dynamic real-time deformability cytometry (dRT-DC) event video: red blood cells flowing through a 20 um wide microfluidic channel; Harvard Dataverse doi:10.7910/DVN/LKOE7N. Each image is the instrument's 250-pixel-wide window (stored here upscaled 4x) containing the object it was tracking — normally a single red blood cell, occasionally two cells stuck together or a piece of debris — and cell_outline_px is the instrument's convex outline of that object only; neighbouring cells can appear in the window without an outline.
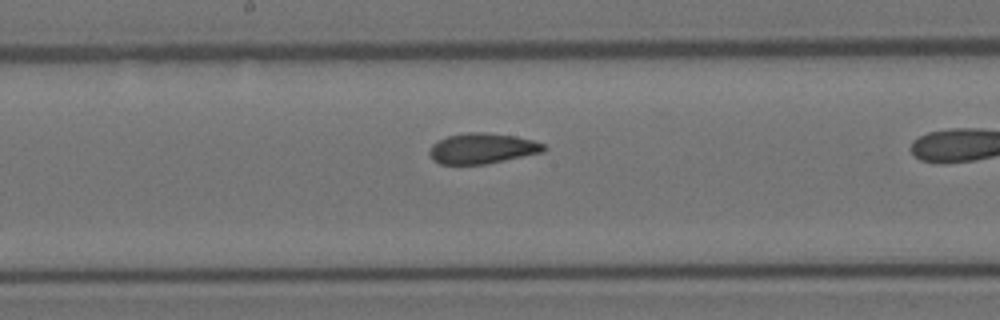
{"species": "Egyptian fruit bat (a non-hibernating species)", "species_latin": "Rousettus aegyptiacus", "temperature_condition": "room temperature", "stored_images_in_passage": 29, "camera_frame_rate_fps": 3000, "um_per_image_px": 0.085, "animal": {"sex": "female"}, "frame": {"image": 1, "passage_image": 17, "time_ms": 5.333, "image_size_px": [1000, 320], "cell_outline_px": [[548, 148], [544, 152], [484, 164], [440, 164], [432, 160], [428, 152], [432, 144], [436, 140], [448, 136], [468, 132], [484, 132], [516, 136], [532, 140], [544, 144]], "centroid_in_image_um": [40.97, 12.61], "position_along_channel_um": 207.2, "area_um2": 20.4}}
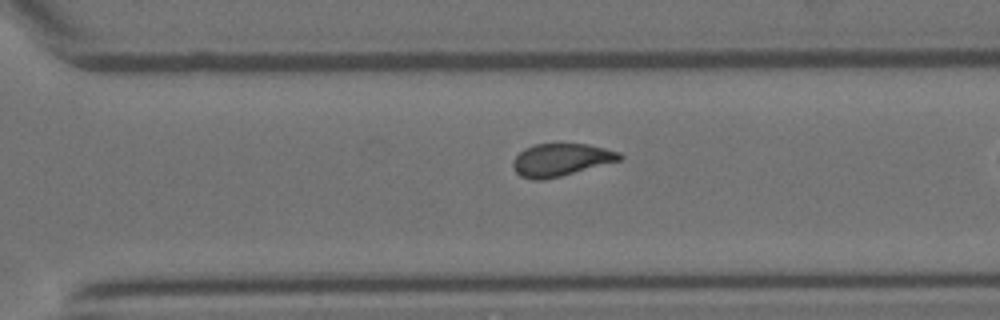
{"frame": {"image": 2, "passage_image": 25, "time_ms": 8.0, "image_size_px": [1000, 320], "cell_outline_px": [[624, 156], [620, 160], [560, 176], [544, 180], [532, 180], [520, 176], [516, 172], [512, 164], [512, 160], [524, 148], [532, 144], [588, 144], [620, 152]], "centroid_in_image_um": [47.65, 13.58], "position_along_channel_um": 323.0, "area_um2": 20.17}}